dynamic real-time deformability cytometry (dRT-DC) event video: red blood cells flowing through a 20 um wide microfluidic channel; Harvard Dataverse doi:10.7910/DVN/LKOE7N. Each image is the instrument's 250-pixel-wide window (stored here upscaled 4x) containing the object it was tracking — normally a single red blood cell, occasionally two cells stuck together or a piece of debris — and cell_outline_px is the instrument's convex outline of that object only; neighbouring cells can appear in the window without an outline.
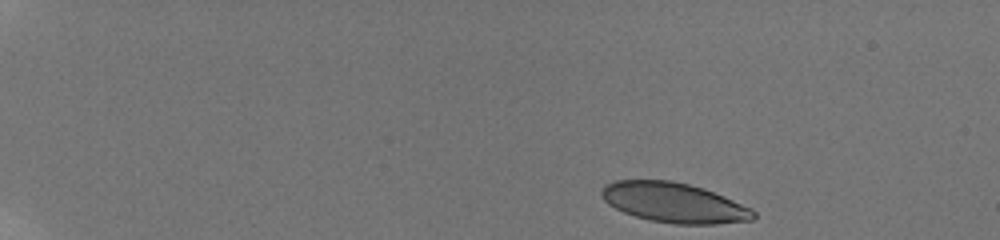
{"species": "human", "species_latin": "Homo sapiens", "temperature_condition": "room temperature", "stored_images_in_passage": 35, "camera_frame_rate_fps": 3000, "um_per_image_px": 0.085, "donor": {"sex": "male"}, "frame": {"image": 1, "passage_image": 1, "time_ms": 0.0, "image_size_px": [1000, 240], "cell_outline_px": [[756, 216], [752, 220], [716, 224], [676, 224], [648, 220], [624, 212], [608, 204], [604, 200], [600, 192], [604, 184], [616, 180], [672, 180], [704, 188], [724, 196], [752, 208], [756, 212]], "centroid_in_image_um": [57.29, 17.22], "position_along_channel_um": 27.7, "area_um2": 35.43}}
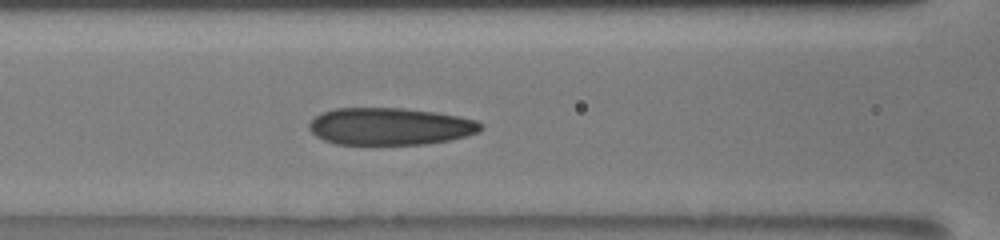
{"frame": {"image": 2, "passage_image": 19, "time_ms": 6.333, "image_size_px": [1000, 240], "cell_outline_px": [[484, 128], [480, 132], [468, 136], [428, 144], [336, 144], [324, 140], [316, 136], [308, 128], [308, 124], [320, 112], [336, 108], [404, 108], [436, 112], [476, 120]], "centroid_in_image_um": [33.15, 10.74], "position_along_channel_um": 133.4, "area_um2": 37.34}}
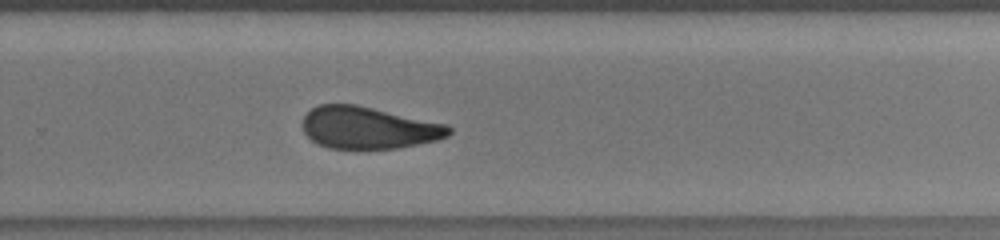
{"frame": {"image": 3, "passage_image": 35, "time_ms": 10.667, "image_size_px": [1000, 240], "cell_outline_px": [[452, 132], [448, 136], [436, 140], [396, 148], [356, 152], [328, 148], [316, 144], [304, 132], [304, 116], [316, 104], [356, 104], [448, 124], [452, 128]], "centroid_in_image_um": [31.31, 10.9], "position_along_channel_um": 298.5, "area_um2": 36.76}}